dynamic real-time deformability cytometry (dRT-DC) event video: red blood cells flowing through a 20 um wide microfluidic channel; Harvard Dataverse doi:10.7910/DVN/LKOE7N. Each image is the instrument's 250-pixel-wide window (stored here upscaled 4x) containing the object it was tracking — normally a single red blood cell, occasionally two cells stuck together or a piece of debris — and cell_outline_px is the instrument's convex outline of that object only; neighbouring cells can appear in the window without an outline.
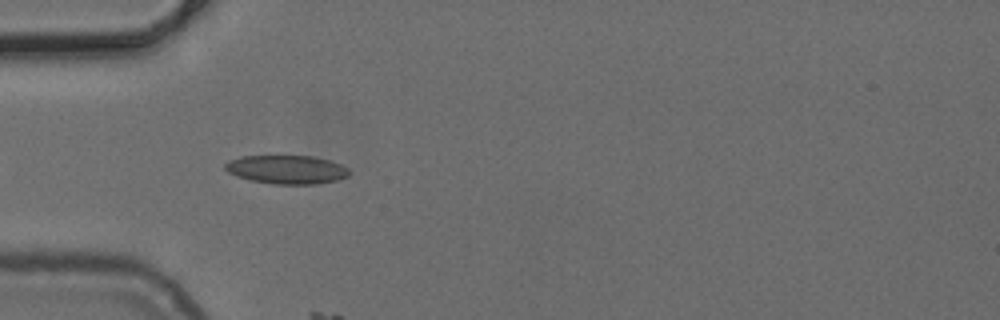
{"species": "common noctule bat (a hibernating species)", "species_latin": "Nyctalus noctula", "temperature_condition": "cold", "stored_images_in_passage": 6, "camera_frame_rate_fps": 3000, "um_per_image_px": 0.085, "animal": {"sex": "female", "body_mass_g": 24.6, "forearm_length_mm": 56.2}, "frame": {"image": 1, "passage_image": 4, "time_ms": 1.0, "image_size_px": [1000, 320], "cell_outline_px": [[348, 176], [336, 180], [316, 184], [272, 184], [252, 180], [236, 176], [228, 172], [224, 168], [224, 164], [228, 160], [240, 156], [312, 156], [332, 160], [348, 168]], "centroid_in_image_um": [24.35, 14.4], "position_along_channel_um": 60.7, "area_um2": 20.75}}